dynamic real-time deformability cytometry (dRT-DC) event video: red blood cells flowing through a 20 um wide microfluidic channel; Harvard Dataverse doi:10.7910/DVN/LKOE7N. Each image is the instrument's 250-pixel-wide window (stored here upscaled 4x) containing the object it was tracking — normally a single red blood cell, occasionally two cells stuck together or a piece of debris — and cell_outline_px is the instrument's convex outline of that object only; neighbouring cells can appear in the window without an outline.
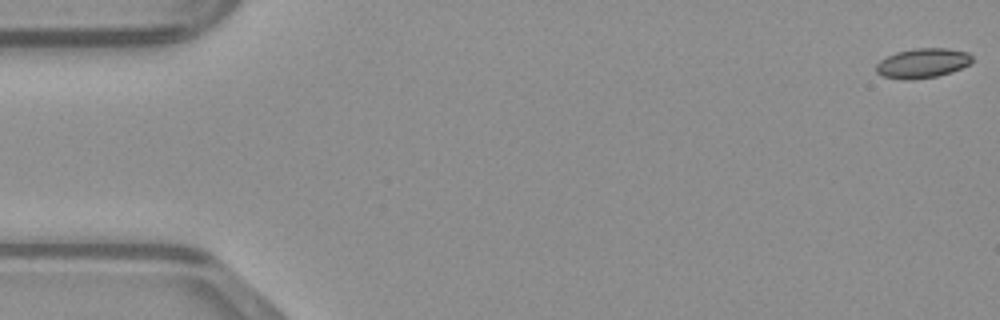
{"species": "common noctule bat (a hibernating species)", "species_latin": "Nyctalus noctula", "temperature_condition": "warm", "stored_images_in_passage": 49, "camera_frame_rate_fps": 3000, "um_per_image_px": 0.085, "animal": {"sex": "male", "body_mass_g": 23.1, "forearm_length_mm": 52.7}, "frame": {"image": 1, "passage_image": 1, "time_ms": 0.0, "image_size_px": [1000, 320], "cell_outline_px": [[972, 60], [968, 64], [960, 68], [936, 76], [884, 76], [876, 72], [876, 64], [880, 60], [896, 52], [916, 48], [948, 48], [968, 52], [972, 56]], "centroid_in_image_um": [78.45, 5.29], "position_along_channel_um": 6.5, "area_um2": 15.55}}
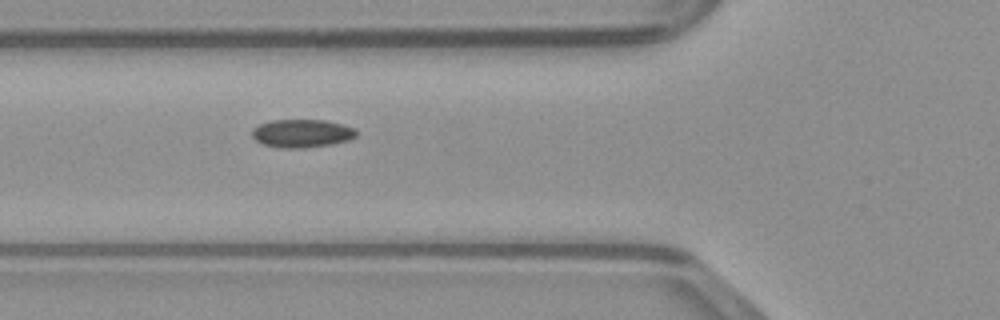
{"frame": {"image": 2, "passage_image": 18, "time_ms": 5.667, "image_size_px": [1000, 320], "cell_outline_px": [[360, 132], [356, 136], [348, 140], [332, 144], [304, 148], [280, 148], [260, 144], [252, 136], [252, 128], [260, 124], [272, 120], [324, 120], [344, 124], [356, 128]], "centroid_in_image_um": [25.68, 11.34], "position_along_channel_um": 100.1, "area_um2": 17.4}}
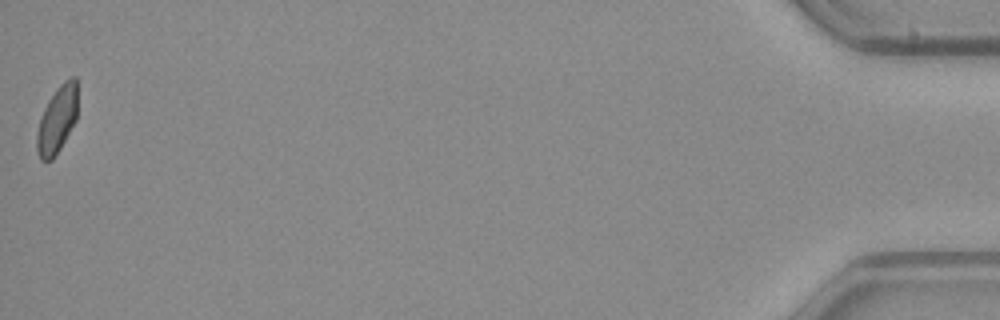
{"frame": {"image": 3, "passage_image": 49, "time_ms": 16.0, "image_size_px": [1000, 320], "cell_outline_px": [[76, 120], [60, 148], [52, 160], [40, 160], [36, 148], [36, 132], [44, 108], [48, 100], [56, 88], [64, 80], [72, 76], [76, 76]], "centroid_in_image_um": [4.84, 10.16], "position_along_channel_um": 430.4, "area_um2": 15.78}}